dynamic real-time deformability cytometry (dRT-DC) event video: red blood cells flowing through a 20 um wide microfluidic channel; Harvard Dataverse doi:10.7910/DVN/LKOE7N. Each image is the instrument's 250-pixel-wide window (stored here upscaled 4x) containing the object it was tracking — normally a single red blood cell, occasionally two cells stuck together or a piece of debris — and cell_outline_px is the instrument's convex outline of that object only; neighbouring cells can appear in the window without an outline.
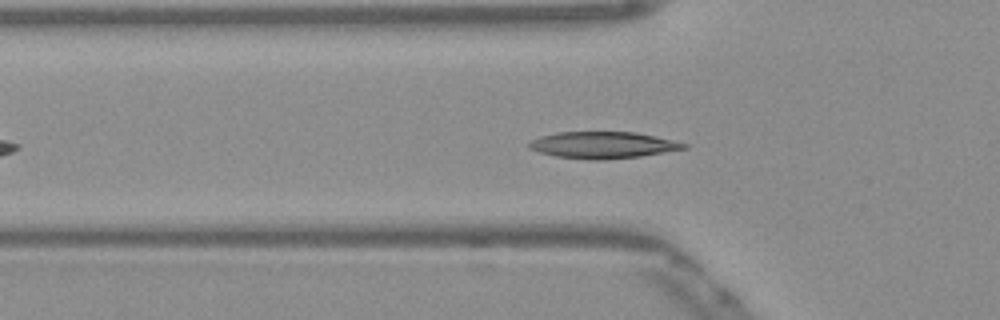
{"species": "Egyptian fruit bat (a non-hibernating species)", "species_latin": "Rousettus aegyptiacus", "temperature_condition": "warm", "stored_images_in_passage": 35, "camera_frame_rate_fps": 3000, "um_per_image_px": 0.085, "frame": {"image": 1, "passage_image": 3, "time_ms": 0.667, "image_size_px": [1000, 320], "cell_outline_px": [[688, 148], [640, 156], [604, 160], [588, 160], [556, 156], [540, 152], [528, 148], [528, 144], [532, 140], [540, 136], [556, 132], [636, 132], [672, 140], [688, 144]], "centroid_in_image_um": [51.23, 12.33], "position_along_channel_um": 74.6, "area_um2": 23.99}}
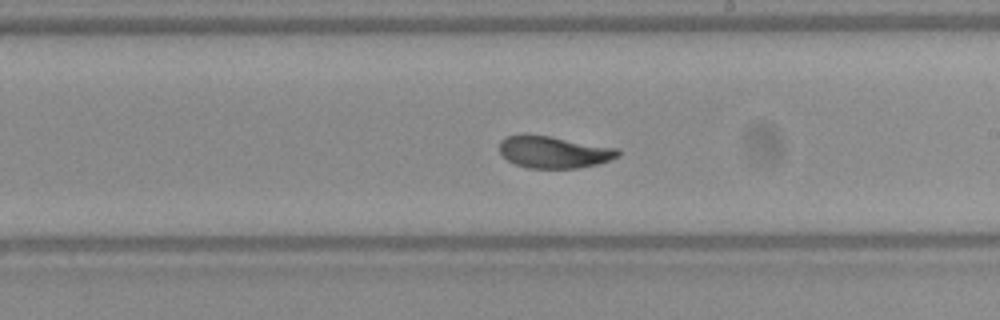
{"frame": {"image": 2, "passage_image": 16, "time_ms": 5.0, "image_size_px": [1000, 320], "cell_outline_px": [[620, 156], [596, 164], [576, 168], [528, 168], [516, 164], [508, 160], [500, 152], [500, 140], [504, 136], [524, 132], [548, 136], [616, 148], [620, 152]], "centroid_in_image_um": [47.0, 12.9], "position_along_channel_um": 242.0, "area_um2": 22.08}}
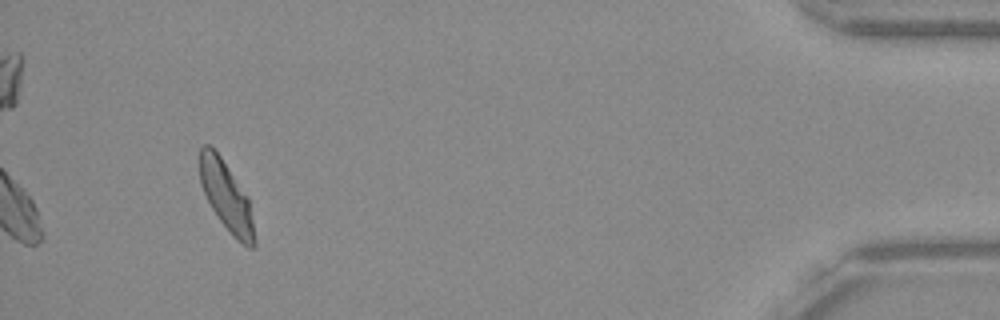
{"frame": {"image": 3, "passage_image": 35, "time_ms": 11.333, "image_size_px": [1000, 320], "cell_outline_px": [[256, 244], [252, 248], [248, 248], [236, 240], [232, 236], [220, 220], [212, 208], [200, 184], [200, 148], [204, 144], [208, 144], [220, 156], [248, 196], [256, 240]], "centroid_in_image_um": [19.26, 16.73], "position_along_channel_um": 415.9, "area_um2": 21.85}, "authors_computed_cell_mechanics": {"area_um2": 22.5998, "velocity_mm_per_s": 3.8427, "shape_relaxation_time_tau1_ms": 3.3139, "shape_relaxation_time_tau2_ms": 1.0901, "deformation_change_tau1": 0.1462, "deformation_change_tau2": 0.0637}}